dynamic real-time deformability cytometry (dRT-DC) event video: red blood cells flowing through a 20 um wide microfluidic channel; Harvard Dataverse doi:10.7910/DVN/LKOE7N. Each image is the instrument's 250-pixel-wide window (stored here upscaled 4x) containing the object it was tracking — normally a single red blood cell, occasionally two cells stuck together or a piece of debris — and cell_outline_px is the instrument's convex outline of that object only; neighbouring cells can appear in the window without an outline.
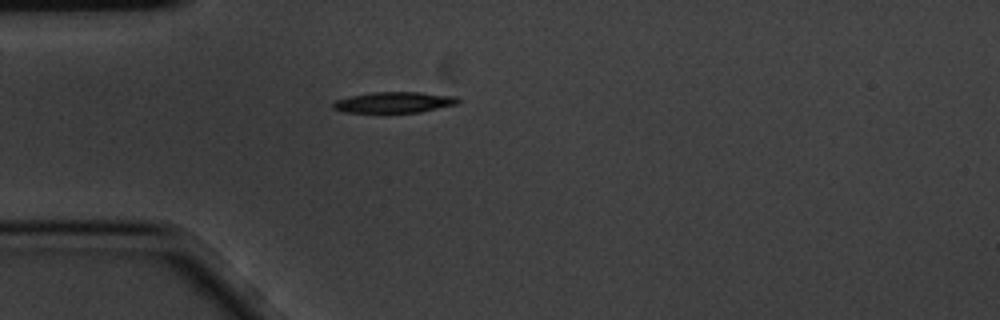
{"species": "common noctule bat (a hibernating species)", "species_latin": "Nyctalus noctula", "temperature_condition": "cold", "stored_images_in_passage": 1, "camera_frame_rate_fps": 3000, "um_per_image_px": 0.085, "animal": {"sex": "male", "body_mass_g": 20.1, "forearm_length_mm": 53.5}, "frame": {"image": 1, "passage_image": 1, "time_ms": 0.0, "image_size_px": [1000, 320], "cell_outline_px": [[460, 104], [420, 112], [388, 116], [344, 112], [332, 108], [332, 104], [336, 100], [352, 96], [372, 92], [420, 92], [456, 96], [460, 100]], "centroid_in_image_um": [33.49, 8.76], "position_along_channel_um": 51.5, "area_um2": 16.3}}